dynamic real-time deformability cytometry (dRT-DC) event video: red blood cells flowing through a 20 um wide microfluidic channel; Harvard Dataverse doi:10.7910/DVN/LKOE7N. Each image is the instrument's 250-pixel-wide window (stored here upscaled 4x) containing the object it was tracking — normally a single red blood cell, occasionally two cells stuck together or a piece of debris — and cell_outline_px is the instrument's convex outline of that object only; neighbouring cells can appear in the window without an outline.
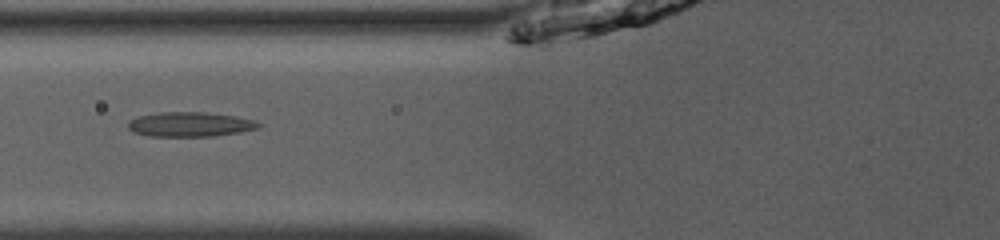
{"species": "common noctule bat (a hibernating species)", "species_latin": "Nyctalus noctula", "temperature_condition": "room temperature", "stored_images_in_passage": 35, "camera_frame_rate_fps": 3000, "um_per_image_px": 0.085, "animal": {"sex": "male", "body_mass_g": 13.0, "forearm_length_mm": 53.1}, "frame": {"image": 1, "passage_image": 7, "time_ms": 2.0, "image_size_px": [1000, 240], "cell_outline_px": [[260, 124], [256, 128], [240, 132], [212, 136], [148, 136], [136, 132], [128, 128], [128, 120], [140, 116], [160, 112], [204, 112], [236, 116], [252, 120]], "centroid_in_image_um": [16.12, 10.56], "position_along_channel_um": 109.7, "area_um2": 18.44}}
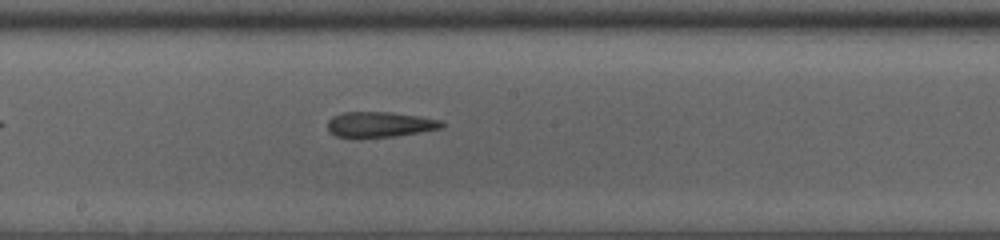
{"frame": {"image": 2, "passage_image": 15, "time_ms": 4.667, "image_size_px": [1000, 240], "cell_outline_px": [[444, 128], [396, 136], [360, 140], [352, 140], [336, 136], [328, 132], [328, 120], [332, 116], [344, 112], [388, 112], [420, 116], [444, 120]], "centroid_in_image_um": [32.25, 10.62], "position_along_channel_um": 215.9, "area_um2": 17.74}}
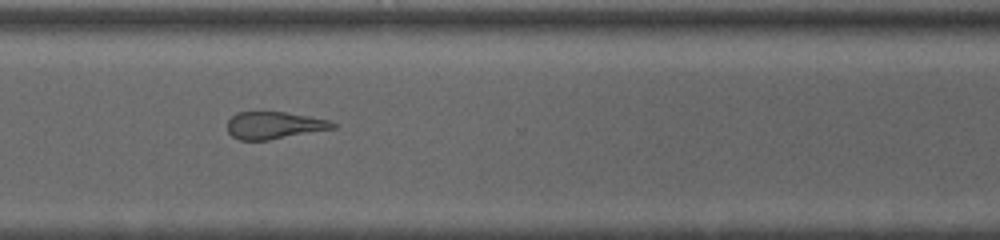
{"frame": {"image": 3, "passage_image": 25, "time_ms": 8.0, "image_size_px": [1000, 240], "cell_outline_px": [[336, 128], [268, 140], [240, 140], [232, 136], [228, 132], [228, 120], [236, 112], [284, 112], [308, 116], [328, 120], [336, 124]], "centroid_in_image_um": [23.29, 10.65], "position_along_channel_um": 347.3, "area_um2": 16.59}, "authors_computed_cell_mechanics": {"area_um2": 17.7446, "velocity_mm_per_s": 3.9603, "shape_relaxation_time_tau1_ms": null, "shape_relaxation_time_tau2_ms": 3.6747, "deformation_change_tau1": null, "deformation_change_tau2": 0.1687}}